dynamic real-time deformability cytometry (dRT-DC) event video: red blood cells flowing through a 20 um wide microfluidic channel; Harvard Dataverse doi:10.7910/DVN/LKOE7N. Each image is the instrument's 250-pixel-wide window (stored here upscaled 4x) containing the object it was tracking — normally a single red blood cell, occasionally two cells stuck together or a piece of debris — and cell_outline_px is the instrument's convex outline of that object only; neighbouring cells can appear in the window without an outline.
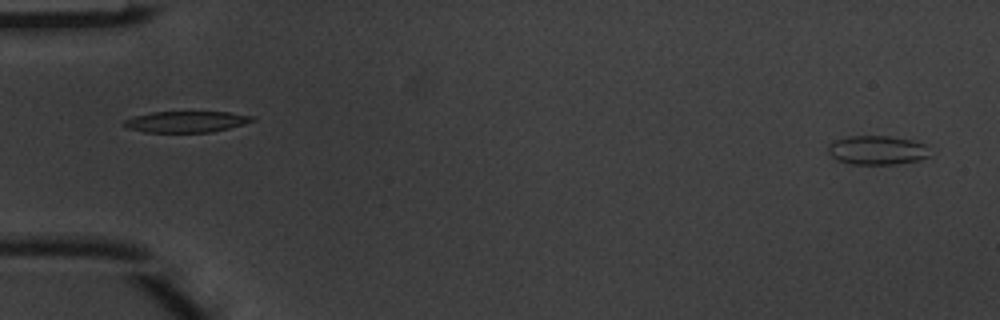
{"species": "common noctule bat (a hibernating species)", "species_latin": "Nyctalus noctula", "temperature_condition": "warm", "stored_images_in_passage": 5, "camera_frame_rate_fps": 3000, "um_per_image_px": 0.085, "animal": {"sex": "male", "body_mass_g": 20.1, "forearm_length_mm": 53.5}, "frame": {"image": 1, "passage_image": 1, "time_ms": 0.0, "image_size_px": [1000, 320], "cell_outline_px": [[932, 156], [920, 160], [896, 164], [848, 164], [836, 160], [828, 152], [828, 144], [836, 140], [848, 136], [888, 136], [912, 140], [924, 144]], "centroid_in_image_um": [74.56, 12.77], "position_along_channel_um": 10.4, "area_um2": 17.34}}
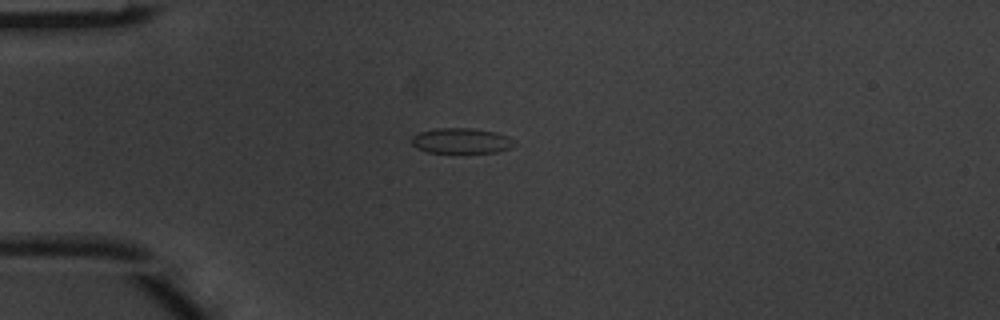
{"frame": {"image": 2, "passage_image": 4, "time_ms": 1.0, "image_size_px": [1000, 320], "cell_outline_px": [[516, 144], [512, 148], [496, 152], [428, 152], [416, 148], [412, 144], [412, 136], [420, 132], [436, 128], [468, 128], [496, 132], [508, 136], [516, 140]], "centroid_in_image_um": [39.25, 11.96], "position_along_channel_um": 45.7, "area_um2": 15.2}}